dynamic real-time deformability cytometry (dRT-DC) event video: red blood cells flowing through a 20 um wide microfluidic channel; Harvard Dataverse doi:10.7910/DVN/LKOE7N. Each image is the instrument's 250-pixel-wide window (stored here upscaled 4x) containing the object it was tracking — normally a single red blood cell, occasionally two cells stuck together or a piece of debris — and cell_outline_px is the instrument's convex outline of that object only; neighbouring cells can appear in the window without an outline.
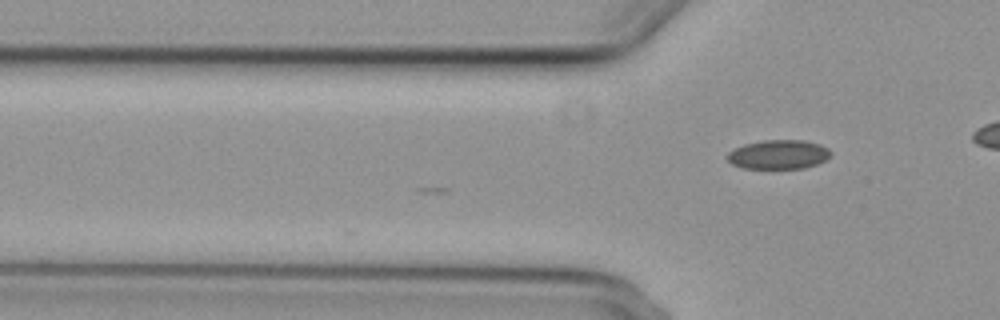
{"species": "common noctule bat (a hibernating species)", "species_latin": "Nyctalus noctula", "temperature_condition": "cold", "stored_images_in_passage": 3, "camera_frame_rate_fps": 3000, "um_per_image_px": 0.085, "animal": {"sex": "female", "body_mass_g": 29.2, "forearm_length_mm": 56.3}, "frame": {"image": 1, "passage_image": 3, "time_ms": 2.333, "image_size_px": [1000, 320], "cell_outline_px": [[832, 152], [824, 160], [816, 164], [804, 168], [744, 168], [732, 164], [728, 160], [728, 152], [744, 144], [764, 140], [804, 140], [820, 144], [828, 148]], "centroid_in_image_um": [66.18, 13.12], "position_along_channel_um": 59.6, "area_um2": 17.4}}